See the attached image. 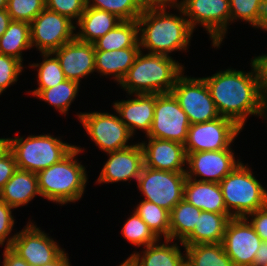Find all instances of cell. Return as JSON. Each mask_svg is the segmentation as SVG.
Segmentation results:
<instances>
[{"mask_svg":"<svg viewBox=\"0 0 267 266\" xmlns=\"http://www.w3.org/2000/svg\"><path fill=\"white\" fill-rule=\"evenodd\" d=\"M228 68L212 76L203 77L220 116L234 120L241 128L250 115L264 118V108L255 71Z\"/></svg>","mask_w":267,"mask_h":266,"instance_id":"1","label":"cell"},{"mask_svg":"<svg viewBox=\"0 0 267 266\" xmlns=\"http://www.w3.org/2000/svg\"><path fill=\"white\" fill-rule=\"evenodd\" d=\"M170 7L176 9L179 14L170 13L167 10ZM137 22L141 51L147 49L150 54L170 56L172 52L186 51L191 46L194 30L174 0L161 6L144 8Z\"/></svg>","mask_w":267,"mask_h":266,"instance_id":"2","label":"cell"},{"mask_svg":"<svg viewBox=\"0 0 267 266\" xmlns=\"http://www.w3.org/2000/svg\"><path fill=\"white\" fill-rule=\"evenodd\" d=\"M140 51L134 64L119 83L131 94L170 93L178 77L184 72V66L172 56L150 54Z\"/></svg>","mask_w":267,"mask_h":266,"instance_id":"3","label":"cell"},{"mask_svg":"<svg viewBox=\"0 0 267 266\" xmlns=\"http://www.w3.org/2000/svg\"><path fill=\"white\" fill-rule=\"evenodd\" d=\"M77 146L61 161L37 173L41 197L61 206L80 200L88 181L87 171L78 157L84 151Z\"/></svg>","mask_w":267,"mask_h":266,"instance_id":"4","label":"cell"},{"mask_svg":"<svg viewBox=\"0 0 267 266\" xmlns=\"http://www.w3.org/2000/svg\"><path fill=\"white\" fill-rule=\"evenodd\" d=\"M253 174L248 163L242 161L219 182L231 217H246L267 206V189Z\"/></svg>","mask_w":267,"mask_h":266,"instance_id":"5","label":"cell"},{"mask_svg":"<svg viewBox=\"0 0 267 266\" xmlns=\"http://www.w3.org/2000/svg\"><path fill=\"white\" fill-rule=\"evenodd\" d=\"M76 145L49 134L12 137L10 150L17 168L38 173L66 157Z\"/></svg>","mask_w":267,"mask_h":266,"instance_id":"6","label":"cell"},{"mask_svg":"<svg viewBox=\"0 0 267 266\" xmlns=\"http://www.w3.org/2000/svg\"><path fill=\"white\" fill-rule=\"evenodd\" d=\"M182 9L193 30L197 25L205 29L212 46L219 48L230 26L229 0H174Z\"/></svg>","mask_w":267,"mask_h":266,"instance_id":"7","label":"cell"},{"mask_svg":"<svg viewBox=\"0 0 267 266\" xmlns=\"http://www.w3.org/2000/svg\"><path fill=\"white\" fill-rule=\"evenodd\" d=\"M186 172H170L142 167L137 188L144 200L171 212L183 200Z\"/></svg>","mask_w":267,"mask_h":266,"instance_id":"8","label":"cell"},{"mask_svg":"<svg viewBox=\"0 0 267 266\" xmlns=\"http://www.w3.org/2000/svg\"><path fill=\"white\" fill-rule=\"evenodd\" d=\"M80 112L77 117L90 139L104 153L114 152L129 146L128 141L134 137L127 126L120 120L117 112Z\"/></svg>","mask_w":267,"mask_h":266,"instance_id":"9","label":"cell"},{"mask_svg":"<svg viewBox=\"0 0 267 266\" xmlns=\"http://www.w3.org/2000/svg\"><path fill=\"white\" fill-rule=\"evenodd\" d=\"M190 124L204 123L220 117L203 77H189L184 72L172 89Z\"/></svg>","mask_w":267,"mask_h":266,"instance_id":"10","label":"cell"},{"mask_svg":"<svg viewBox=\"0 0 267 266\" xmlns=\"http://www.w3.org/2000/svg\"><path fill=\"white\" fill-rule=\"evenodd\" d=\"M242 129L234 120L223 116L204 123L190 124L184 144L185 153L232 149Z\"/></svg>","mask_w":267,"mask_h":266,"instance_id":"11","label":"cell"},{"mask_svg":"<svg viewBox=\"0 0 267 266\" xmlns=\"http://www.w3.org/2000/svg\"><path fill=\"white\" fill-rule=\"evenodd\" d=\"M190 123L172 92L155 94L154 116L146 137L185 144Z\"/></svg>","mask_w":267,"mask_h":266,"instance_id":"12","label":"cell"},{"mask_svg":"<svg viewBox=\"0 0 267 266\" xmlns=\"http://www.w3.org/2000/svg\"><path fill=\"white\" fill-rule=\"evenodd\" d=\"M75 22L45 8L30 23L32 48L50 53L75 38Z\"/></svg>","mask_w":267,"mask_h":266,"instance_id":"13","label":"cell"},{"mask_svg":"<svg viewBox=\"0 0 267 266\" xmlns=\"http://www.w3.org/2000/svg\"><path fill=\"white\" fill-rule=\"evenodd\" d=\"M49 234L38 228L35 222H28L9 247L30 266H43L55 260L64 249Z\"/></svg>","mask_w":267,"mask_h":266,"instance_id":"14","label":"cell"},{"mask_svg":"<svg viewBox=\"0 0 267 266\" xmlns=\"http://www.w3.org/2000/svg\"><path fill=\"white\" fill-rule=\"evenodd\" d=\"M261 242L246 217H232L228 221L222 244L235 266H252Z\"/></svg>","mask_w":267,"mask_h":266,"instance_id":"15","label":"cell"},{"mask_svg":"<svg viewBox=\"0 0 267 266\" xmlns=\"http://www.w3.org/2000/svg\"><path fill=\"white\" fill-rule=\"evenodd\" d=\"M240 162V159H235L232 149L189 153L186 161V177L219 183Z\"/></svg>","mask_w":267,"mask_h":266,"instance_id":"16","label":"cell"},{"mask_svg":"<svg viewBox=\"0 0 267 266\" xmlns=\"http://www.w3.org/2000/svg\"><path fill=\"white\" fill-rule=\"evenodd\" d=\"M107 155L108 159L96 180L97 184L129 182L132 179L137 182L144 166L143 150L139 142Z\"/></svg>","mask_w":267,"mask_h":266,"instance_id":"17","label":"cell"},{"mask_svg":"<svg viewBox=\"0 0 267 266\" xmlns=\"http://www.w3.org/2000/svg\"><path fill=\"white\" fill-rule=\"evenodd\" d=\"M53 53L58 58L65 78L68 80L80 84L82 78L95 72L94 43L83 42L75 37Z\"/></svg>","mask_w":267,"mask_h":266,"instance_id":"18","label":"cell"},{"mask_svg":"<svg viewBox=\"0 0 267 266\" xmlns=\"http://www.w3.org/2000/svg\"><path fill=\"white\" fill-rule=\"evenodd\" d=\"M139 142L143 150L144 166L170 172H186L187 155L178 142L146 137Z\"/></svg>","mask_w":267,"mask_h":266,"instance_id":"19","label":"cell"},{"mask_svg":"<svg viewBox=\"0 0 267 266\" xmlns=\"http://www.w3.org/2000/svg\"><path fill=\"white\" fill-rule=\"evenodd\" d=\"M127 100L113 102V110L134 136L136 130H141L145 136L151 129L154 116L155 94H131Z\"/></svg>","mask_w":267,"mask_h":266,"instance_id":"20","label":"cell"},{"mask_svg":"<svg viewBox=\"0 0 267 266\" xmlns=\"http://www.w3.org/2000/svg\"><path fill=\"white\" fill-rule=\"evenodd\" d=\"M183 199L202 211L228 214L219 183L186 177Z\"/></svg>","mask_w":267,"mask_h":266,"instance_id":"21","label":"cell"},{"mask_svg":"<svg viewBox=\"0 0 267 266\" xmlns=\"http://www.w3.org/2000/svg\"><path fill=\"white\" fill-rule=\"evenodd\" d=\"M160 241L161 239L146 246L145 250L140 252L141 254L134 251L129 258L136 266H186L185 254L181 252L179 246H184L182 242L178 244L179 241L174 242L170 239H164V242Z\"/></svg>","mask_w":267,"mask_h":266,"instance_id":"22","label":"cell"},{"mask_svg":"<svg viewBox=\"0 0 267 266\" xmlns=\"http://www.w3.org/2000/svg\"><path fill=\"white\" fill-rule=\"evenodd\" d=\"M37 195L41 196L37 174L17 169L0 190V201L17 209L20 206L28 205Z\"/></svg>","mask_w":267,"mask_h":266,"instance_id":"23","label":"cell"},{"mask_svg":"<svg viewBox=\"0 0 267 266\" xmlns=\"http://www.w3.org/2000/svg\"><path fill=\"white\" fill-rule=\"evenodd\" d=\"M122 20L116 15L97 8L86 7L80 19L75 23L78 32L75 37L83 42L94 43L107 32L114 29Z\"/></svg>","mask_w":267,"mask_h":266,"instance_id":"24","label":"cell"},{"mask_svg":"<svg viewBox=\"0 0 267 266\" xmlns=\"http://www.w3.org/2000/svg\"><path fill=\"white\" fill-rule=\"evenodd\" d=\"M141 51L140 47H128L113 51H95V72L112 76L117 85L127 74Z\"/></svg>","mask_w":267,"mask_h":266,"instance_id":"25","label":"cell"},{"mask_svg":"<svg viewBox=\"0 0 267 266\" xmlns=\"http://www.w3.org/2000/svg\"><path fill=\"white\" fill-rule=\"evenodd\" d=\"M232 217L229 214H219L202 211L198 217L193 232L182 242L184 246L222 243L228 221Z\"/></svg>","mask_w":267,"mask_h":266,"instance_id":"26","label":"cell"},{"mask_svg":"<svg viewBox=\"0 0 267 266\" xmlns=\"http://www.w3.org/2000/svg\"><path fill=\"white\" fill-rule=\"evenodd\" d=\"M95 51H113L140 47L137 20L121 21L114 29L94 42Z\"/></svg>","mask_w":267,"mask_h":266,"instance_id":"27","label":"cell"},{"mask_svg":"<svg viewBox=\"0 0 267 266\" xmlns=\"http://www.w3.org/2000/svg\"><path fill=\"white\" fill-rule=\"evenodd\" d=\"M186 266H235L222 243L183 246Z\"/></svg>","mask_w":267,"mask_h":266,"instance_id":"28","label":"cell"},{"mask_svg":"<svg viewBox=\"0 0 267 266\" xmlns=\"http://www.w3.org/2000/svg\"><path fill=\"white\" fill-rule=\"evenodd\" d=\"M30 48V23L12 20L0 37V54L14 57L23 63L22 53Z\"/></svg>","mask_w":267,"mask_h":266,"instance_id":"29","label":"cell"},{"mask_svg":"<svg viewBox=\"0 0 267 266\" xmlns=\"http://www.w3.org/2000/svg\"><path fill=\"white\" fill-rule=\"evenodd\" d=\"M79 86V83L66 79L51 88L30 90L27 93L55 107L60 115H66L71 103L78 96Z\"/></svg>","mask_w":267,"mask_h":266,"instance_id":"30","label":"cell"},{"mask_svg":"<svg viewBox=\"0 0 267 266\" xmlns=\"http://www.w3.org/2000/svg\"><path fill=\"white\" fill-rule=\"evenodd\" d=\"M202 210L184 199L170 212V240L183 242L194 230Z\"/></svg>","mask_w":267,"mask_h":266,"instance_id":"31","label":"cell"},{"mask_svg":"<svg viewBox=\"0 0 267 266\" xmlns=\"http://www.w3.org/2000/svg\"><path fill=\"white\" fill-rule=\"evenodd\" d=\"M134 210L159 239L162 237L170 239V212L168 210L143 199Z\"/></svg>","mask_w":267,"mask_h":266,"instance_id":"32","label":"cell"},{"mask_svg":"<svg viewBox=\"0 0 267 266\" xmlns=\"http://www.w3.org/2000/svg\"><path fill=\"white\" fill-rule=\"evenodd\" d=\"M42 62L32 63L31 68H37V84L36 89H48L66 80L60 62L53 52L41 53Z\"/></svg>","mask_w":267,"mask_h":266,"instance_id":"33","label":"cell"},{"mask_svg":"<svg viewBox=\"0 0 267 266\" xmlns=\"http://www.w3.org/2000/svg\"><path fill=\"white\" fill-rule=\"evenodd\" d=\"M121 232L129 244H133L136 247L144 248L159 240L135 210H133L132 215L123 224Z\"/></svg>","mask_w":267,"mask_h":266,"instance_id":"34","label":"cell"},{"mask_svg":"<svg viewBox=\"0 0 267 266\" xmlns=\"http://www.w3.org/2000/svg\"><path fill=\"white\" fill-rule=\"evenodd\" d=\"M86 7L105 10L122 21L137 20L144 11L137 0H86Z\"/></svg>","mask_w":267,"mask_h":266,"instance_id":"35","label":"cell"},{"mask_svg":"<svg viewBox=\"0 0 267 266\" xmlns=\"http://www.w3.org/2000/svg\"><path fill=\"white\" fill-rule=\"evenodd\" d=\"M45 8V0H7L6 10L12 20L31 23Z\"/></svg>","mask_w":267,"mask_h":266,"instance_id":"36","label":"cell"},{"mask_svg":"<svg viewBox=\"0 0 267 266\" xmlns=\"http://www.w3.org/2000/svg\"><path fill=\"white\" fill-rule=\"evenodd\" d=\"M262 0H229L230 25L235 20H241L258 28V15Z\"/></svg>","mask_w":267,"mask_h":266,"instance_id":"37","label":"cell"},{"mask_svg":"<svg viewBox=\"0 0 267 266\" xmlns=\"http://www.w3.org/2000/svg\"><path fill=\"white\" fill-rule=\"evenodd\" d=\"M23 67V63L18 59L0 54V95L18 81Z\"/></svg>","mask_w":267,"mask_h":266,"instance_id":"38","label":"cell"},{"mask_svg":"<svg viewBox=\"0 0 267 266\" xmlns=\"http://www.w3.org/2000/svg\"><path fill=\"white\" fill-rule=\"evenodd\" d=\"M46 8L77 23L86 8V0H45Z\"/></svg>","mask_w":267,"mask_h":266,"instance_id":"39","label":"cell"},{"mask_svg":"<svg viewBox=\"0 0 267 266\" xmlns=\"http://www.w3.org/2000/svg\"><path fill=\"white\" fill-rule=\"evenodd\" d=\"M14 210L13 207L7 205L5 202L0 201V246L10 247L12 241L16 237L15 234L12 233L15 222V217L12 214ZM12 235V236H9ZM6 242V243H5Z\"/></svg>","mask_w":267,"mask_h":266,"instance_id":"40","label":"cell"},{"mask_svg":"<svg viewBox=\"0 0 267 266\" xmlns=\"http://www.w3.org/2000/svg\"><path fill=\"white\" fill-rule=\"evenodd\" d=\"M251 65L255 71L257 87L264 104L267 103V54L251 58Z\"/></svg>","mask_w":267,"mask_h":266,"instance_id":"41","label":"cell"},{"mask_svg":"<svg viewBox=\"0 0 267 266\" xmlns=\"http://www.w3.org/2000/svg\"><path fill=\"white\" fill-rule=\"evenodd\" d=\"M246 218L261 240L267 241V206L249 213Z\"/></svg>","mask_w":267,"mask_h":266,"instance_id":"42","label":"cell"},{"mask_svg":"<svg viewBox=\"0 0 267 266\" xmlns=\"http://www.w3.org/2000/svg\"><path fill=\"white\" fill-rule=\"evenodd\" d=\"M17 163L11 150L4 156L0 157V190L9 181L14 172L17 170Z\"/></svg>","mask_w":267,"mask_h":266,"instance_id":"43","label":"cell"},{"mask_svg":"<svg viewBox=\"0 0 267 266\" xmlns=\"http://www.w3.org/2000/svg\"><path fill=\"white\" fill-rule=\"evenodd\" d=\"M2 266H30L23 258L19 257L9 247L4 248Z\"/></svg>","mask_w":267,"mask_h":266,"instance_id":"44","label":"cell"},{"mask_svg":"<svg viewBox=\"0 0 267 266\" xmlns=\"http://www.w3.org/2000/svg\"><path fill=\"white\" fill-rule=\"evenodd\" d=\"M252 266H267V241L261 242Z\"/></svg>","mask_w":267,"mask_h":266,"instance_id":"45","label":"cell"},{"mask_svg":"<svg viewBox=\"0 0 267 266\" xmlns=\"http://www.w3.org/2000/svg\"><path fill=\"white\" fill-rule=\"evenodd\" d=\"M258 29L267 31V0H262L258 15Z\"/></svg>","mask_w":267,"mask_h":266,"instance_id":"46","label":"cell"},{"mask_svg":"<svg viewBox=\"0 0 267 266\" xmlns=\"http://www.w3.org/2000/svg\"><path fill=\"white\" fill-rule=\"evenodd\" d=\"M68 253L65 250L53 261L44 264L43 266H71Z\"/></svg>","mask_w":267,"mask_h":266,"instance_id":"47","label":"cell"},{"mask_svg":"<svg viewBox=\"0 0 267 266\" xmlns=\"http://www.w3.org/2000/svg\"><path fill=\"white\" fill-rule=\"evenodd\" d=\"M12 21L6 9L0 10V37L5 33L9 23Z\"/></svg>","mask_w":267,"mask_h":266,"instance_id":"48","label":"cell"},{"mask_svg":"<svg viewBox=\"0 0 267 266\" xmlns=\"http://www.w3.org/2000/svg\"><path fill=\"white\" fill-rule=\"evenodd\" d=\"M144 8L161 6L170 0H137Z\"/></svg>","mask_w":267,"mask_h":266,"instance_id":"49","label":"cell"},{"mask_svg":"<svg viewBox=\"0 0 267 266\" xmlns=\"http://www.w3.org/2000/svg\"><path fill=\"white\" fill-rule=\"evenodd\" d=\"M10 138H0V157L4 156L10 150Z\"/></svg>","mask_w":267,"mask_h":266,"instance_id":"50","label":"cell"},{"mask_svg":"<svg viewBox=\"0 0 267 266\" xmlns=\"http://www.w3.org/2000/svg\"><path fill=\"white\" fill-rule=\"evenodd\" d=\"M118 266H136V265L129 257H127V259Z\"/></svg>","mask_w":267,"mask_h":266,"instance_id":"51","label":"cell"},{"mask_svg":"<svg viewBox=\"0 0 267 266\" xmlns=\"http://www.w3.org/2000/svg\"><path fill=\"white\" fill-rule=\"evenodd\" d=\"M7 8V0H0V10Z\"/></svg>","mask_w":267,"mask_h":266,"instance_id":"52","label":"cell"},{"mask_svg":"<svg viewBox=\"0 0 267 266\" xmlns=\"http://www.w3.org/2000/svg\"><path fill=\"white\" fill-rule=\"evenodd\" d=\"M265 112H264V120H267V103L265 104V108H264Z\"/></svg>","mask_w":267,"mask_h":266,"instance_id":"53","label":"cell"}]
</instances>
